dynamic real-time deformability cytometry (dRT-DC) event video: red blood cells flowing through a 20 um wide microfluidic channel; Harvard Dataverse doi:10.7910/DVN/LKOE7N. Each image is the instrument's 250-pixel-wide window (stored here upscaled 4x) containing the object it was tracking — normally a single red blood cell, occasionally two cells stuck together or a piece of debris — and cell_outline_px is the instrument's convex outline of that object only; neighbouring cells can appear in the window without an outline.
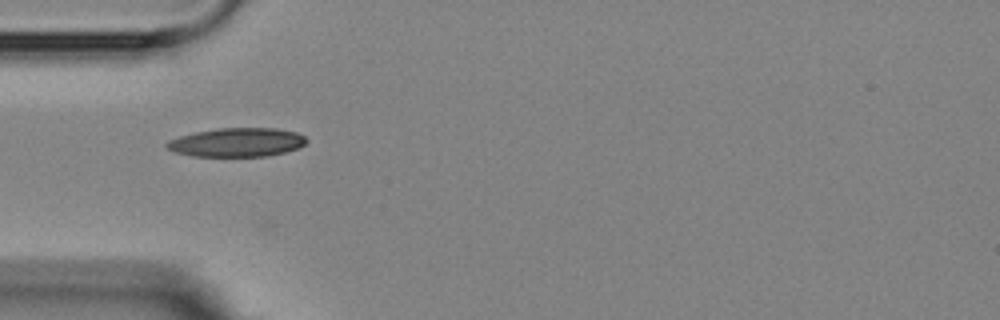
{"species": "Egyptian fruit bat (a non-hibernating species)", "species_latin": "Rousettus aegyptiacus", "temperature_condition": "room temperature", "stored_images_in_passage": 8, "camera_frame_rate_fps": 3000, "um_per_image_px": 0.085, "animal": {"sex": "female"}, "frame": {"image": 1, "passage_image": 2, "time_ms": 2.0, "image_size_px": [1000, 320], "cell_outline_px": [[308, 140], [304, 144], [296, 148], [284, 152], [268, 156], [192, 156], [176, 152], [164, 148], [164, 144], [168, 140], [180, 136], [196, 132], [220, 128], [276, 128], [296, 132], [304, 136]], "centroid_in_image_um": [20.11, 12.1], "position_along_channel_um": 64.9, "area_um2": 23.41}}
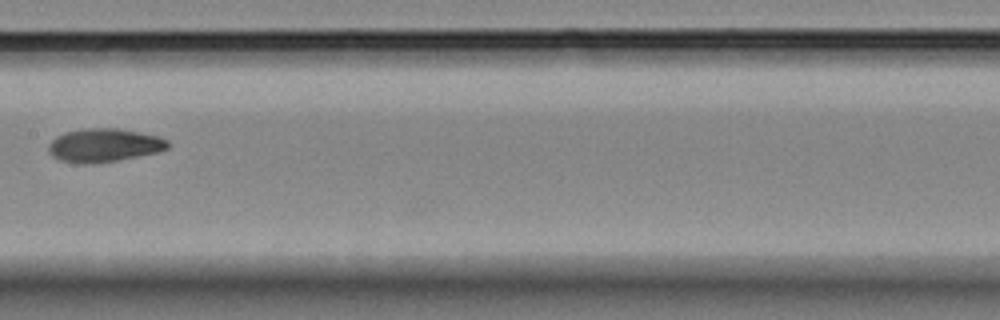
{"frame": {"image": 2, "passage_image": 5, "time_ms": 5.667, "image_size_px": [1000, 320], "cell_outline_px": [[168, 148], [156, 152], [116, 160], [92, 164], [76, 164], [60, 160], [52, 156], [48, 152], [48, 144], [56, 136], [64, 132], [84, 128], [116, 128], [156, 136], [168, 140]], "centroid_in_image_um": [8.76, 12.35], "position_along_channel_um": 198.6, "area_um2": 23.12}}
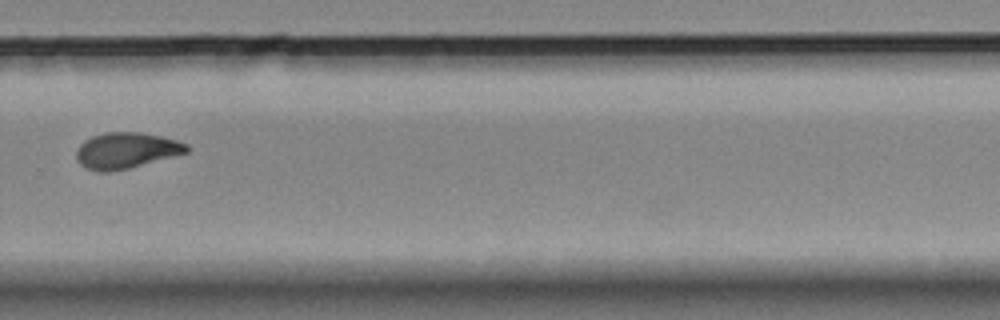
{"frame": {"image": 3, "passage_image": 8, "time_ms": 9.0, "image_size_px": [1000, 320], "cell_outline_px": [[188, 152], [128, 168], [108, 172], [100, 172], [84, 168], [76, 160], [76, 152], [80, 144], [84, 140], [92, 136], [104, 132], [140, 132], [160, 136], [176, 140], [188, 144]], "centroid_in_image_um": [10.68, 12.79], "position_along_channel_um": 319.1, "area_um2": 23.06}}